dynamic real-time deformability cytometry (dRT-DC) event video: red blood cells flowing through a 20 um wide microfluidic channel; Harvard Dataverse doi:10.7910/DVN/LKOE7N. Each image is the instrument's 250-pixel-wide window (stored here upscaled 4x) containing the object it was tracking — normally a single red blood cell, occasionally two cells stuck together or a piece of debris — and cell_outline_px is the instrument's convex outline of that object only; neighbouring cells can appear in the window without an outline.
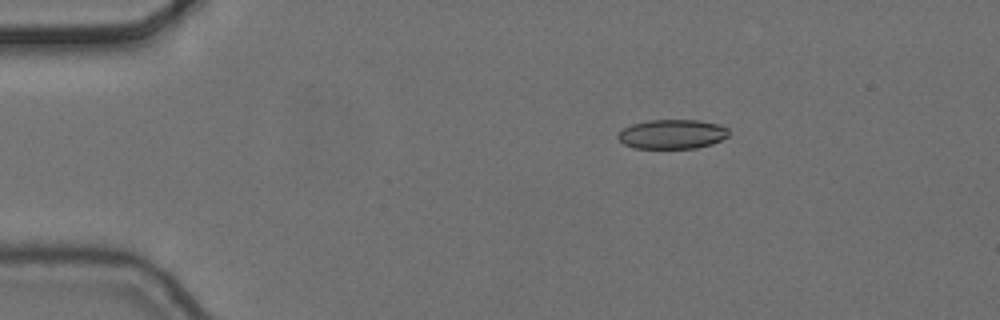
{"species": "common noctule bat (a hibernating species)", "species_latin": "Nyctalus noctula", "temperature_condition": "cold", "stored_images_in_passage": 3, "camera_frame_rate_fps": 3000, "um_per_image_px": 0.085, "animal": {"sex": "female", "body_mass_g": 24.6, "forearm_length_mm": 56.2}, "frame": {"image": 1, "passage_image": 1, "time_ms": 0.0, "image_size_px": [1000, 320], "cell_outline_px": [[728, 136], [712, 144], [696, 148], [632, 148], [624, 144], [616, 136], [624, 128], [632, 124], [648, 120], [700, 120], [720, 124], [728, 128]], "centroid_in_image_um": [57.15, 11.4], "position_along_channel_um": 27.9, "area_um2": 19.02}}